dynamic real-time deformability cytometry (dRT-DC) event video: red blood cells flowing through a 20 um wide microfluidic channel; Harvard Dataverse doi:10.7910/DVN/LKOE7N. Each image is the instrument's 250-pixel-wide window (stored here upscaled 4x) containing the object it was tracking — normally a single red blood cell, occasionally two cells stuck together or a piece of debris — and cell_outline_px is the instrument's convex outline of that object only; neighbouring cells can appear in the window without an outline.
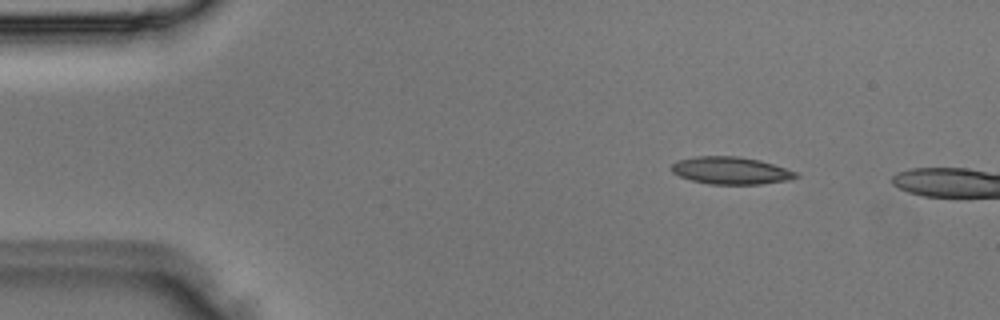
{"species": "Egyptian fruit bat (a non-hibernating species)", "species_latin": "Rousettus aegyptiacus", "temperature_condition": "room temperature", "stored_images_in_passage": 3, "camera_frame_rate_fps": 3000, "um_per_image_px": 0.085, "animal": {"sex": "male"}, "frame": {"image": 1, "passage_image": 1, "time_ms": 0.0, "image_size_px": [1000, 320], "cell_outline_px": [[800, 176], [788, 180], [760, 184], [708, 184], [692, 180], [680, 176], [672, 172], [672, 164], [676, 160], [696, 156], [740, 156], [760, 160], [800, 172]], "centroid_in_image_um": [62.16, 14.49], "position_along_channel_um": 22.8, "area_um2": 20.0}}